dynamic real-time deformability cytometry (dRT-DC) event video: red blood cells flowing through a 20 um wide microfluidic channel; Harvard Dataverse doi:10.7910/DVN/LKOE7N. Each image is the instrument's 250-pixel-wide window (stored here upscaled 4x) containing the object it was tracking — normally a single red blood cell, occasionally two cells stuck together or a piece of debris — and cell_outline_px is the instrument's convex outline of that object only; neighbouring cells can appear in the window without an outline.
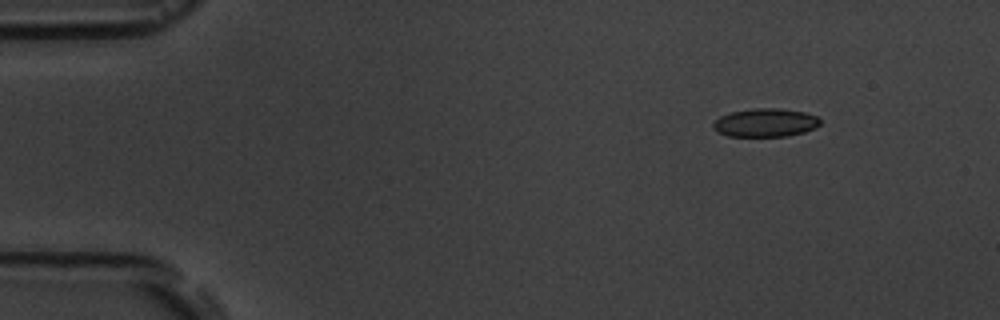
{"species": "common noctule bat (a hibernating species)", "species_latin": "Nyctalus noctula", "temperature_condition": "room temperature", "stored_images_in_passage": 3, "camera_frame_rate_fps": 3000, "um_per_image_px": 0.085, "animal": {"sex": "male", "body_mass_g": 19.5, "forearm_length_mm": 54.6}, "frame": {"image": 1, "passage_image": 1, "time_ms": 0.0, "image_size_px": [1000, 320], "cell_outline_px": [[820, 124], [816, 128], [804, 132], [788, 136], [728, 136], [716, 132], [712, 128], [712, 124], [720, 116], [732, 112], [752, 108], [780, 108], [804, 112], [816, 116], [820, 120]], "centroid_in_image_um": [65.05, 10.43], "position_along_channel_um": 20.0, "area_um2": 17.8}}
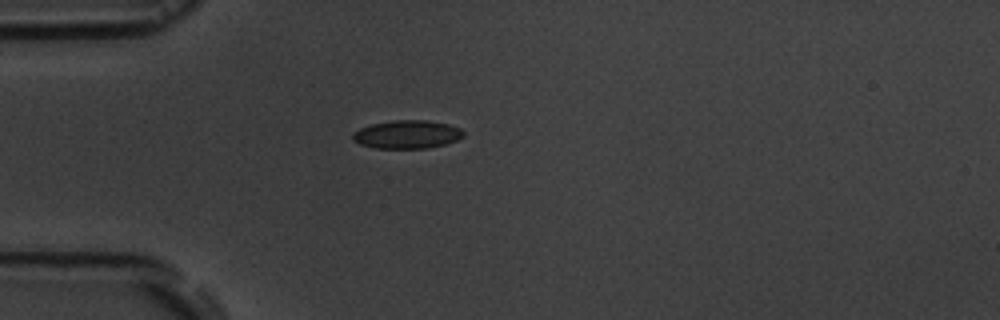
{"frame": {"image": 2, "passage_image": 3, "time_ms": 3.0, "image_size_px": [1000, 320], "cell_outline_px": [[464, 136], [456, 140], [444, 144], [428, 148], [376, 148], [360, 144], [352, 140], [352, 132], [360, 128], [372, 124], [396, 120], [428, 120], [448, 124], [460, 128], [464, 132]], "centroid_in_image_um": [34.59, 11.42], "position_along_channel_um": 50.4, "area_um2": 18.21}}